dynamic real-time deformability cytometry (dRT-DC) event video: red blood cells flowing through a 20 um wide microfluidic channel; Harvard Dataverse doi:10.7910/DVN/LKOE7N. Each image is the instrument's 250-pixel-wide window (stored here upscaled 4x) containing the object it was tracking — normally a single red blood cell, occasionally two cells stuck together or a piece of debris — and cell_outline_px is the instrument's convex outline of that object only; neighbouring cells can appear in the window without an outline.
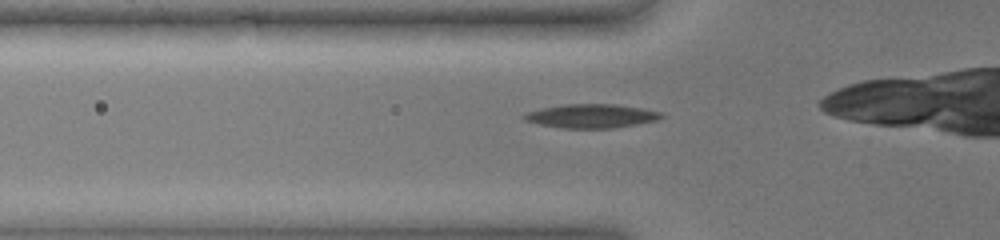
{"species": "common noctule bat (a hibernating species)", "species_latin": "Nyctalus noctula", "temperature_condition": "warm", "stored_images_in_passage": 33, "camera_frame_rate_fps": 3000, "um_per_image_px": 0.085, "animal": {"sex": "female", "body_mass_g": 19.0, "forearm_length_mm": 51.5}, "frame": {"image": 1, "passage_image": 3, "time_ms": 0.667, "image_size_px": [1000, 240], "cell_outline_px": [[664, 116], [656, 120], [608, 128], [564, 128], [540, 124], [528, 120], [520, 116], [528, 112], [540, 108], [564, 104], [616, 104], [640, 108], [660, 112]], "centroid_in_image_um": [50.22, 9.84], "position_along_channel_um": 75.6, "area_um2": 18.61}}
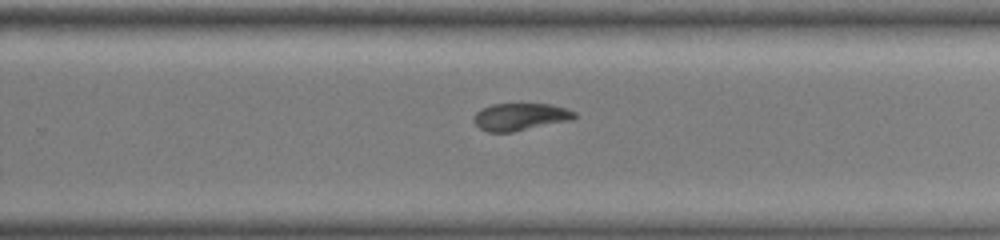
{"frame": {"image": 2, "passage_image": 21, "time_ms": 6.667, "image_size_px": [1000, 240], "cell_outline_px": [[576, 116], [572, 120], [512, 132], [488, 132], [480, 128], [476, 124], [476, 112], [492, 104], [548, 104], [564, 108], [576, 112]], "centroid_in_image_um": [44.26, 9.93], "position_along_channel_um": 285.5, "area_um2": 15.72}}
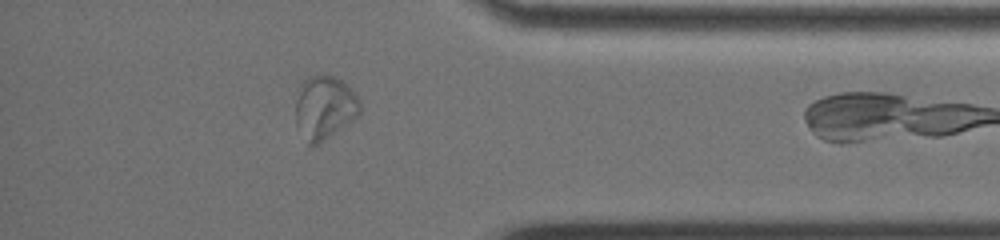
{"frame": {"image": 3, "passage_image": 32, "time_ms": 10.333, "image_size_px": [1000, 240], "cell_outline_px": [[360, 112], [356, 116], [316, 144], [308, 144], [296, 128], [296, 100], [300, 84], [308, 76], [320, 72], [344, 80], [360, 100]], "centroid_in_image_um": [27.55, 9.06], "position_along_channel_um": 407.7, "area_um2": 23.7}}